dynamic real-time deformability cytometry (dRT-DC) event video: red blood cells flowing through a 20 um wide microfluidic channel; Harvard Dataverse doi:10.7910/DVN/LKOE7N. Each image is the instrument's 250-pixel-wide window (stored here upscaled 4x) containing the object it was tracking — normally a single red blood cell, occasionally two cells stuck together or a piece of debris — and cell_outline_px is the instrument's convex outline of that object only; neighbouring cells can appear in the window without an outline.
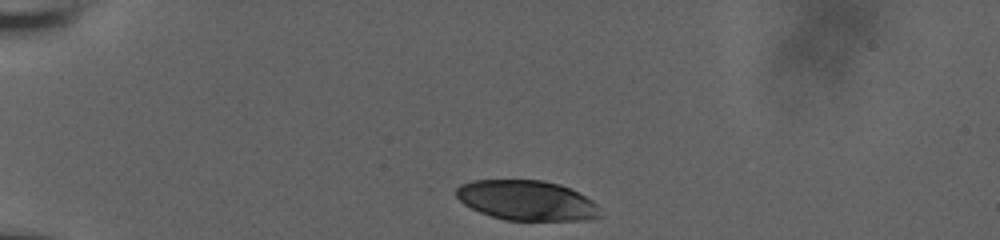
{"species": "human", "species_latin": "Homo sapiens", "temperature_condition": "room temperature", "stored_images_in_passage": 35, "camera_frame_rate_fps": 3000, "um_per_image_px": 0.085, "donor": {"sex": "male"}, "frame": {"image": 1, "passage_image": 1, "time_ms": 0.0, "image_size_px": [1000, 240], "cell_outline_px": [[604, 216], [588, 220], [504, 220], [480, 212], [464, 204], [456, 196], [456, 188], [460, 184], [472, 180], [544, 180], [560, 184], [592, 200], [596, 204]], "centroid_in_image_um": [44.78, 17.04], "position_along_channel_um": 40.2, "area_um2": 33.58}}
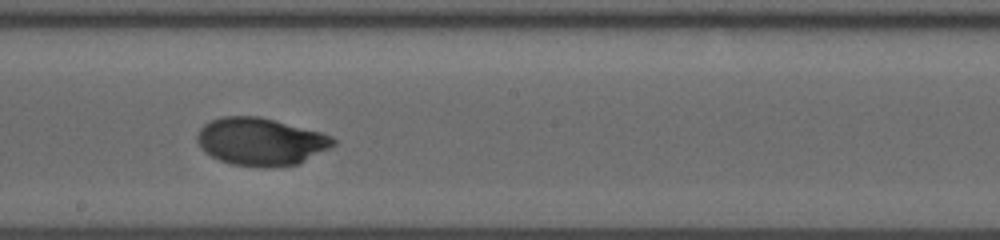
{"frame": {"image": 2, "passage_image": 20, "time_ms": 6.333, "image_size_px": [1000, 240], "cell_outline_px": [[336, 144], [300, 164], [272, 168], [264, 168], [232, 164], [220, 160], [204, 152], [200, 148], [196, 140], [196, 136], [200, 128], [204, 124], [220, 116], [260, 116], [320, 132], [332, 136], [336, 140]], "centroid_in_image_um": [22.15, 12.04], "position_along_channel_um": 226.0, "area_um2": 38.09}}
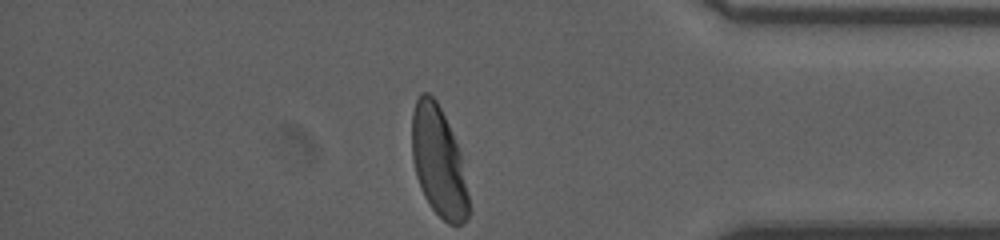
{"frame": {"image": 3, "passage_image": 35, "time_ms": 11.333, "image_size_px": [1000, 240], "cell_outline_px": [[468, 216], [460, 224], [448, 224], [432, 208], [424, 196], [416, 176], [412, 160], [412, 112], [416, 100], [420, 92], [428, 92], [436, 100], [452, 132], [460, 152], [468, 196]], "centroid_in_image_um": [37.25, 13.71], "position_along_channel_um": 398.0, "area_um2": 36.01}, "authors_computed_cell_mechanics": {"area_um2": 37.5122, "velocity_mm_per_s": 3.8389, "shape_relaxation_time_tau1_ms": 3.4946, "shape_relaxation_time_tau2_ms": null, "deformation_change_tau1": 0.1825, "deformation_change_tau2": null}}